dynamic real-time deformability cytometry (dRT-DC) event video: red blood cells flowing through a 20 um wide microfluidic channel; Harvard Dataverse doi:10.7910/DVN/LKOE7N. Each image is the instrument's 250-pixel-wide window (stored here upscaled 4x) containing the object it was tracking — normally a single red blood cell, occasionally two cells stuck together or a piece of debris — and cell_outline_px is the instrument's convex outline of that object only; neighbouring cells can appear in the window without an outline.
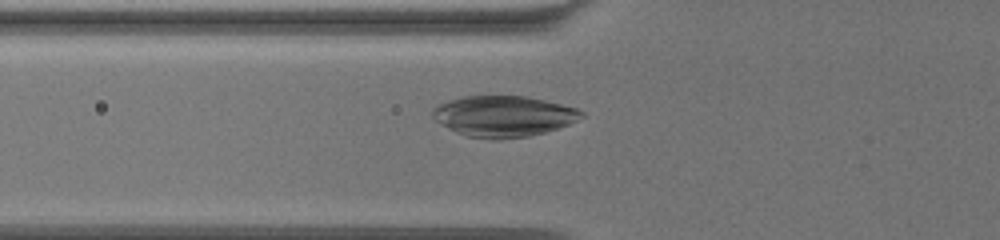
{"species": "common noctule bat (a hibernating species)", "species_latin": "Nyctalus noctula", "temperature_condition": "warm", "stored_images_in_passage": 63, "camera_frame_rate_fps": 3000, "um_per_image_px": 0.085, "animal": {"sex": "female", "body_mass_g": 19.5, "forearm_length_mm": 54.1}, "frame": {"image": 1, "passage_image": 24, "time_ms": 7.667, "image_size_px": [1000, 240], "cell_outline_px": [[584, 116], [568, 124], [544, 132], [528, 136], [500, 140], [492, 140], [464, 136], [448, 128], [436, 120], [432, 116], [432, 108], [436, 104], [448, 100], [464, 96], [528, 96], [576, 108], [584, 112]], "centroid_in_image_um": [42.75, 9.88], "position_along_channel_um": 83.1, "area_um2": 35.55}}
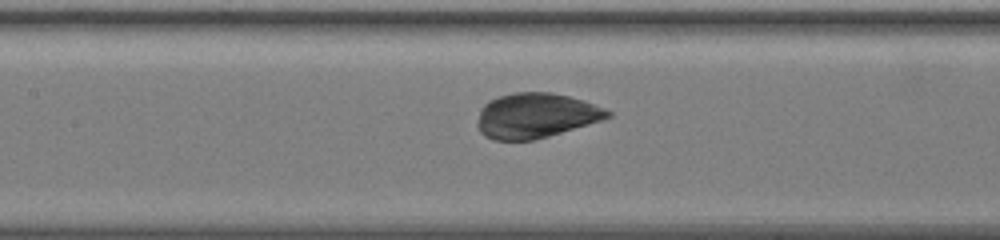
{"frame": {"image": 2, "passage_image": 31, "time_ms": 10.0, "image_size_px": [1000, 240], "cell_outline_px": [[612, 116], [600, 120], [536, 140], [492, 140], [484, 136], [480, 132], [476, 124], [480, 108], [488, 100], [512, 92], [552, 92], [584, 100], [604, 108], [612, 112]], "centroid_in_image_um": [45.5, 9.82], "position_along_channel_um": 161.9, "area_um2": 34.22}}